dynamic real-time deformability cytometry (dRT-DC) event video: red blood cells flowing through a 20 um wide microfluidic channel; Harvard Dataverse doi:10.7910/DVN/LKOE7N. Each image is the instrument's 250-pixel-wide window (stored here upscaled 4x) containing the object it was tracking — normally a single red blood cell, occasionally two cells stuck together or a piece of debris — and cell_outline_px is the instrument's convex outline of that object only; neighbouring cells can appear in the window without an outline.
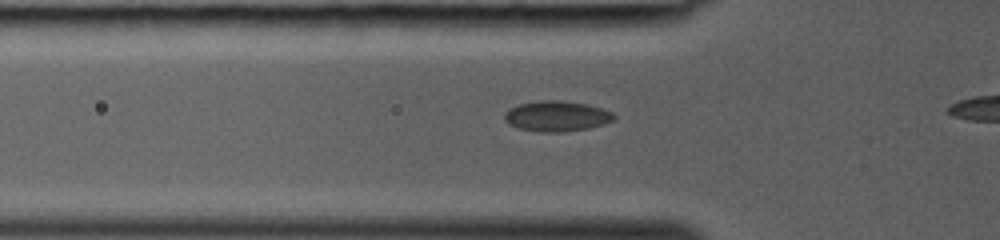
{"species": "common noctule bat (a hibernating species)", "species_latin": "Nyctalus noctula", "temperature_condition": "room temperature", "stored_images_in_passage": 16, "camera_frame_rate_fps": 3000, "um_per_image_px": 0.085, "animal": {"sex": "female", "body_mass_g": 19.0, "forearm_length_mm": 53.3}, "frame": {"image": 1, "passage_image": 2, "time_ms": 0.333, "image_size_px": [1000, 240], "cell_outline_px": [[616, 116], [612, 120], [604, 124], [588, 128], [564, 132], [536, 132], [516, 128], [508, 124], [504, 120], [504, 112], [508, 108], [520, 104], [540, 100], [560, 100], [588, 104], [612, 112]], "centroid_in_image_um": [47.27, 9.88], "position_along_channel_um": 78.5, "area_um2": 19.65}}
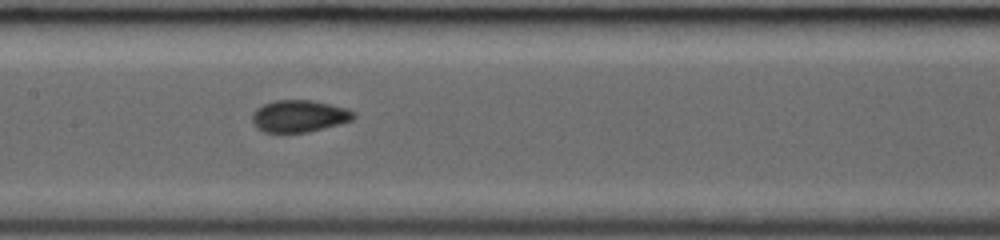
{"frame": {"image": 2, "passage_image": 8, "time_ms": 2.333, "image_size_px": [1000, 240], "cell_outline_px": [[356, 116], [352, 120], [340, 124], [308, 132], [264, 132], [256, 128], [252, 124], [252, 112], [256, 108], [264, 104], [276, 100], [312, 100], [348, 108], [356, 112]], "centroid_in_image_um": [25.43, 9.86], "position_along_channel_um": 182.0, "area_um2": 19.13}}
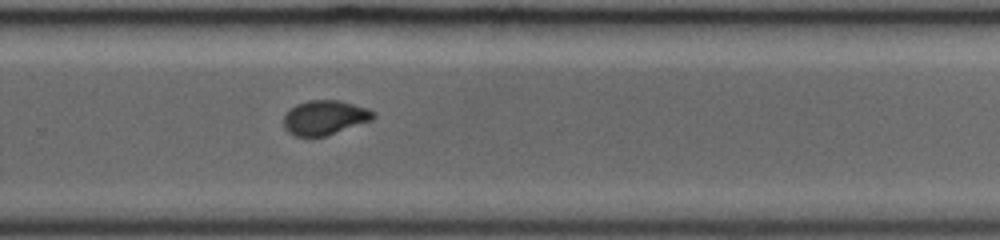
{"frame": {"image": 3, "passage_image": 15, "time_ms": 4.667, "image_size_px": [1000, 240], "cell_outline_px": [[376, 116], [372, 120], [324, 136], [296, 136], [288, 132], [284, 128], [284, 116], [296, 104], [308, 100], [340, 100], [368, 108], [376, 112]], "centroid_in_image_um": [27.63, 9.98], "position_along_channel_um": 302.2, "area_um2": 17.92}}